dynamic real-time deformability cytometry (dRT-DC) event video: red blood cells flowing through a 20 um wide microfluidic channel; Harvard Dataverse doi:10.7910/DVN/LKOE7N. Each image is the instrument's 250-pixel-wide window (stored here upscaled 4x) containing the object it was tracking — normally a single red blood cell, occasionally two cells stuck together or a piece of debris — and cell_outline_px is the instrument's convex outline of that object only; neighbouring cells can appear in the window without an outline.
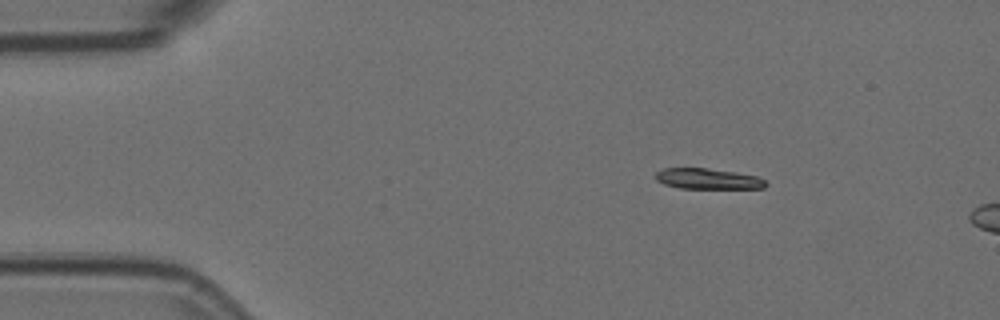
{"species": "Egyptian fruit bat (a non-hibernating species)", "species_latin": "Rousettus aegyptiacus", "temperature_condition": "room temperature", "stored_images_in_passage": 5, "camera_frame_rate_fps": 3000, "um_per_image_px": 0.085, "animal": {"sex": "female"}, "frame": {"image": 1, "passage_image": 2, "time_ms": 0.333, "image_size_px": [1000, 320], "cell_outline_px": [[768, 184], [764, 188], [680, 188], [664, 184], [656, 180], [656, 172], [664, 168], [708, 168], [736, 172], [756, 176], [764, 180]], "centroid_in_image_um": [60.16, 15.19], "position_along_channel_um": 24.8, "area_um2": 13.18}}